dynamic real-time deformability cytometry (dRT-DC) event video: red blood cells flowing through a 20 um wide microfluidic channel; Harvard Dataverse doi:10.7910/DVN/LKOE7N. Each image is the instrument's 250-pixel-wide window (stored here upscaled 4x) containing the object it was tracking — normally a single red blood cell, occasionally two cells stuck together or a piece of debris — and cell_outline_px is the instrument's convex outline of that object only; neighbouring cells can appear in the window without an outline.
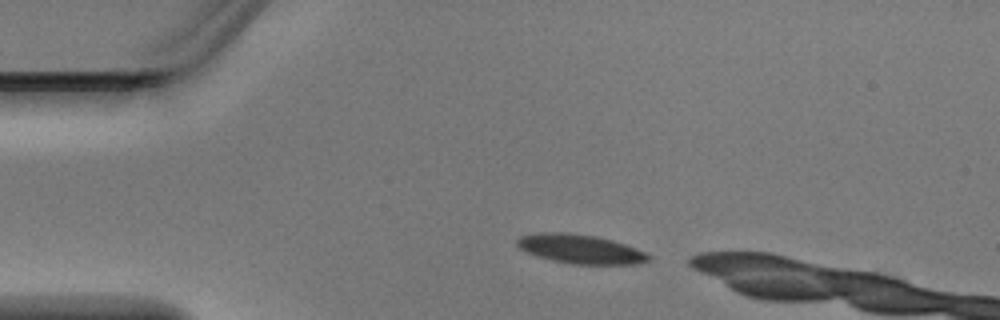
{"species": "Egyptian fruit bat (a non-hibernating species)", "species_latin": "Rousettus aegyptiacus", "temperature_condition": "warm", "stored_images_in_passage": 3, "camera_frame_rate_fps": 3000, "um_per_image_px": 0.085, "animal": {"sex": "male"}, "frame": {"image": 1, "passage_image": 1, "time_ms": 0.0, "image_size_px": [1000, 320], "cell_outline_px": [[652, 260], [636, 264], [572, 264], [552, 260], [528, 252], [520, 248], [516, 244], [516, 240], [520, 236], [540, 232], [568, 232], [596, 236], [612, 240], [636, 248], [652, 256]], "centroid_in_image_um": [49.36, 21.16], "position_along_channel_um": 35.6, "area_um2": 22.25}}